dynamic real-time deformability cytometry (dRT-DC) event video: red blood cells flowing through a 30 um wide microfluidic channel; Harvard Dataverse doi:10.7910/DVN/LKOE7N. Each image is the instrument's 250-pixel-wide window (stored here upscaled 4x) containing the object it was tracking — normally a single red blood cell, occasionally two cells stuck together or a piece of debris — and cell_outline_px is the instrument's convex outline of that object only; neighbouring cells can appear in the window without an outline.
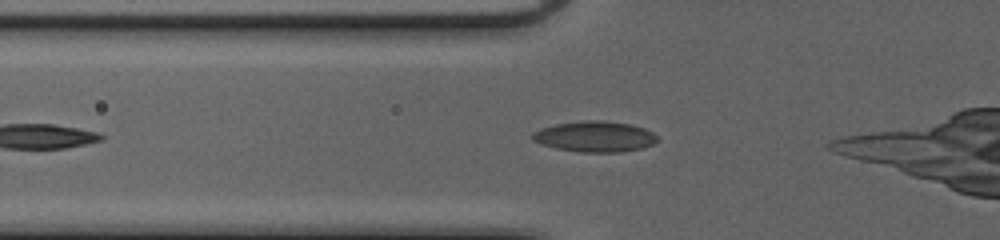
{"species": "common noctule bat (a hibernating species)", "species_latin": "Nyctalus noctula", "temperature_condition": "cold", "stored_images_in_passage": 29, "camera_frame_rate_fps": 3000, "um_per_image_px": 0.085, "animal": {"sex": "female", "body_mass_g": 20.0, "forearm_length_mm": 54.0}, "frame": {"image": 1, "passage_image": 4, "time_ms": 1.0, "image_size_px": [1000, 240], "cell_outline_px": [[656, 140], [652, 144], [640, 148], [620, 152], [584, 152], [556, 148], [532, 140], [532, 132], [556, 124], [584, 120], [600, 120], [628, 124], [644, 128], [652, 132], [656, 136]], "centroid_in_image_um": [50.55, 11.6], "position_along_channel_um": 75.2, "area_um2": 21.91}}
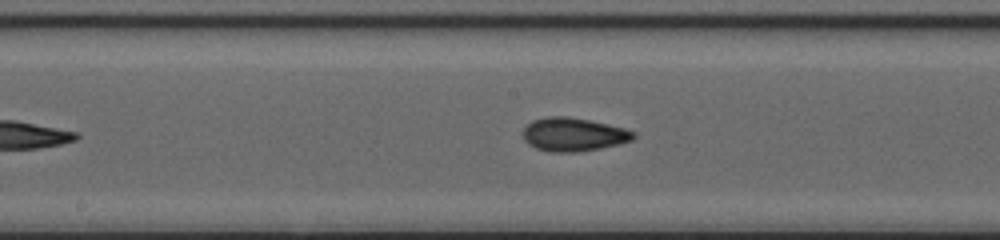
{"frame": {"image": 2, "passage_image": 13, "time_ms": 4.0, "image_size_px": [1000, 240], "cell_outline_px": [[636, 136], [632, 140], [600, 148], [576, 152], [552, 152], [536, 148], [528, 144], [524, 140], [524, 128], [532, 120], [548, 116], [568, 116], [588, 120], [624, 128], [636, 132]], "centroid_in_image_um": [48.73, 11.42], "position_along_channel_um": 199.5, "area_um2": 21.39}}
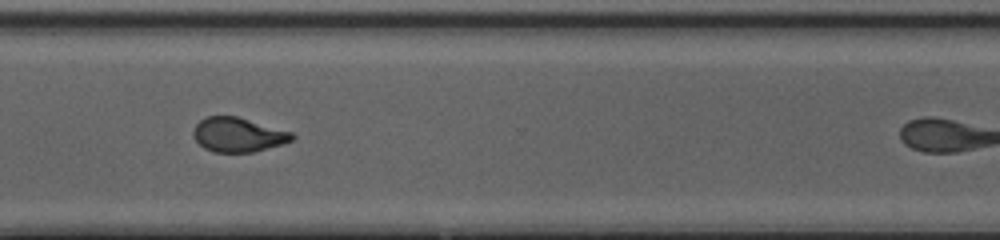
{"frame": {"image": 3, "passage_image": 24, "time_ms": 7.667, "image_size_px": [1000, 240], "cell_outline_px": [[296, 136], [292, 140], [284, 144], [252, 152], [216, 152], [204, 148], [196, 140], [192, 132], [196, 124], [200, 120], [208, 116], [236, 116], [292, 132]], "centroid_in_image_um": [20.25, 11.45], "position_along_channel_um": 350.4, "area_um2": 19.65}}